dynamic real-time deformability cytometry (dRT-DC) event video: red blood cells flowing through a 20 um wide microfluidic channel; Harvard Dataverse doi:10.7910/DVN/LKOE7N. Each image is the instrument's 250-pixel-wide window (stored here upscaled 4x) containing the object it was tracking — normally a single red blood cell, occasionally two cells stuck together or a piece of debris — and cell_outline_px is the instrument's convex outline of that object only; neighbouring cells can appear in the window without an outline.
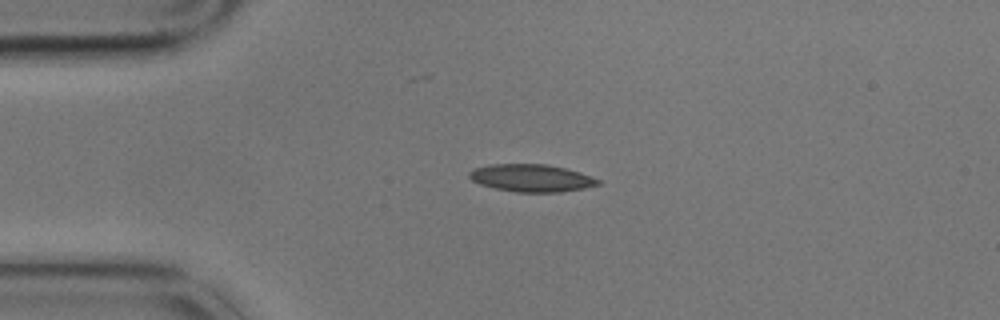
{"species": "common noctule bat (a hibernating species)", "species_latin": "Nyctalus noctula", "temperature_condition": "cold", "stored_images_in_passage": 2, "camera_frame_rate_fps": 3000, "um_per_image_px": 0.085, "animal": {"sex": "male", "body_mass_g": 17.9}, "frame": {"image": 1, "passage_image": 1, "time_ms": 0.0, "image_size_px": [1000, 320], "cell_outline_px": [[600, 184], [584, 188], [560, 192], [516, 192], [496, 188], [480, 184], [472, 180], [468, 176], [468, 172], [472, 168], [492, 164], [548, 164], [580, 172], [600, 180]], "centroid_in_image_um": [45.15, 15.12], "position_along_channel_um": 39.9, "area_um2": 20.58}}